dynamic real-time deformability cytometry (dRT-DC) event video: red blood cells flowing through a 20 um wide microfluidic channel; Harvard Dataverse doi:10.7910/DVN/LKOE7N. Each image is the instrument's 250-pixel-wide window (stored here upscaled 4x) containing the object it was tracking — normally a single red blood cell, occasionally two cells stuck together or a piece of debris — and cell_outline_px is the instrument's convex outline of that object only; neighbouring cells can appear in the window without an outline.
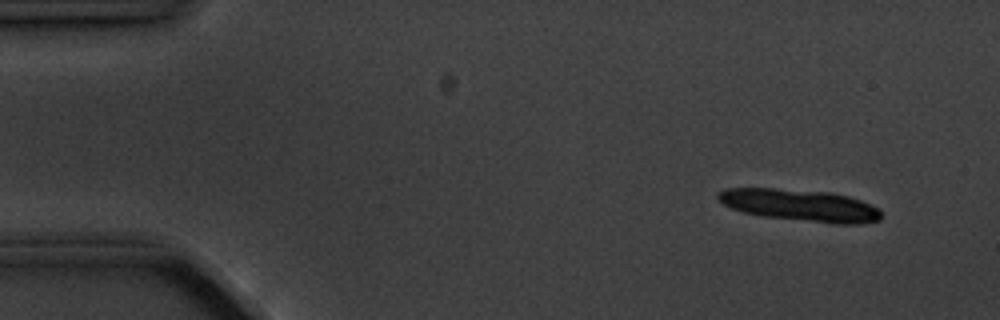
{"species": "common noctule bat (a hibernating species)", "species_latin": "Nyctalus noctula", "temperature_condition": "cold", "stored_images_in_passage": 5, "camera_frame_rate_fps": 3000, "um_per_image_px": 0.085, "animal": {"sex": "male", "body_mass_g": 20.1, "forearm_length_mm": 53.5}, "frame": {"image": 1, "passage_image": 2, "time_ms": 1.333, "image_size_px": [1000, 320], "cell_outline_px": [[880, 220], [856, 224], [832, 224], [764, 216], [744, 212], [732, 208], [724, 204], [716, 196], [716, 192], [724, 188], [772, 188], [828, 192], [848, 196], [860, 200], [880, 208]], "centroid_in_image_um": [68.01, 17.45], "position_along_channel_um": 17.0, "area_um2": 30.29}}